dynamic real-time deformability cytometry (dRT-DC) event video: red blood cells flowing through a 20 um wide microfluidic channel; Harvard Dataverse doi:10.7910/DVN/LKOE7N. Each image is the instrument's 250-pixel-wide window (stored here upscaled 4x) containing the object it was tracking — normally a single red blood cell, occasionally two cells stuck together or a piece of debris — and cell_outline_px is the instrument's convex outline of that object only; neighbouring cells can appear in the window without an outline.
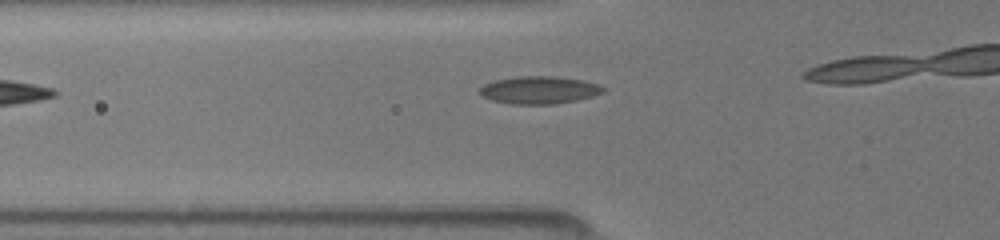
{"species": "common noctule bat (a hibernating species)", "species_latin": "Nyctalus noctula", "temperature_condition": "room temperature", "stored_images_in_passage": 6, "camera_frame_rate_fps": 3000, "um_per_image_px": 0.085, "animal": {"sex": "female", "body_mass_g": 19.5, "forearm_length_mm": 54.1}, "frame": {"image": 1, "passage_image": 2, "time_ms": 0.333, "image_size_px": [1000, 240], "cell_outline_px": [[604, 92], [592, 96], [576, 100], [552, 104], [508, 104], [492, 100], [480, 96], [480, 88], [484, 84], [496, 80], [516, 76], [552, 76], [580, 80], [600, 84], [604, 88]], "centroid_in_image_um": [45.8, 7.65], "position_along_channel_um": 80.0, "area_um2": 19.77}}
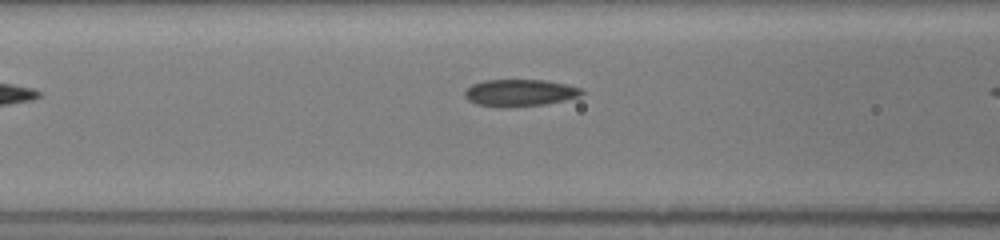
{"frame": {"image": 2, "passage_image": 5, "time_ms": 1.333, "image_size_px": [1000, 240], "cell_outline_px": [[584, 92], [580, 96], [564, 100], [544, 104], [508, 108], [504, 108], [476, 104], [468, 100], [464, 96], [464, 92], [472, 84], [484, 80], [544, 80], [564, 84], [580, 88]], "centroid_in_image_um": [44.14, 7.9], "position_along_channel_um": 122.5, "area_um2": 18.38}}